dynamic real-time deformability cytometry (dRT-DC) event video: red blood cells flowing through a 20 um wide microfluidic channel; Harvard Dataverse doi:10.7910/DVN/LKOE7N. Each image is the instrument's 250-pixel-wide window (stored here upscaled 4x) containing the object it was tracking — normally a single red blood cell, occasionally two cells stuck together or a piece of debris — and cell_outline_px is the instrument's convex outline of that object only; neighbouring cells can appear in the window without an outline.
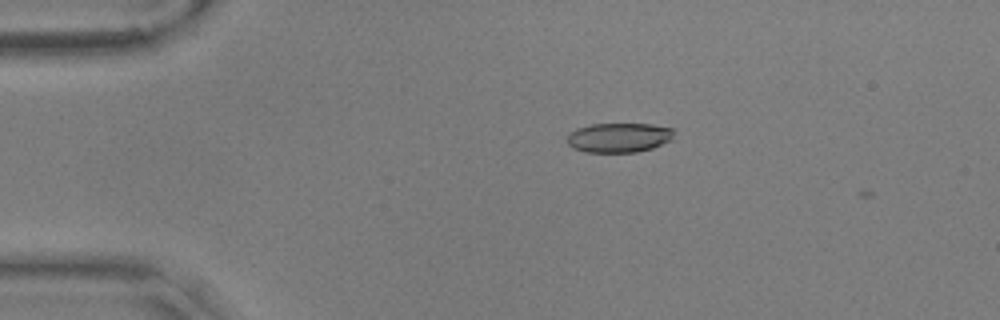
{"species": "common noctule bat (a hibernating species)", "species_latin": "Nyctalus noctula", "temperature_condition": "warm", "stored_images_in_passage": 4, "camera_frame_rate_fps": 3000, "um_per_image_px": 0.085, "animal": {"sex": "male", "body_mass_g": 17.9, "forearm_length_mm": 54.2}, "frame": {"image": 1, "passage_image": 3, "time_ms": 0.667, "image_size_px": [1000, 320], "cell_outline_px": [[672, 140], [652, 148], [636, 152], [584, 152], [572, 148], [568, 144], [568, 136], [576, 128], [592, 124], [652, 124], [672, 128]], "centroid_in_image_um": [52.6, 11.7], "position_along_channel_um": 32.4, "area_um2": 18.32}}